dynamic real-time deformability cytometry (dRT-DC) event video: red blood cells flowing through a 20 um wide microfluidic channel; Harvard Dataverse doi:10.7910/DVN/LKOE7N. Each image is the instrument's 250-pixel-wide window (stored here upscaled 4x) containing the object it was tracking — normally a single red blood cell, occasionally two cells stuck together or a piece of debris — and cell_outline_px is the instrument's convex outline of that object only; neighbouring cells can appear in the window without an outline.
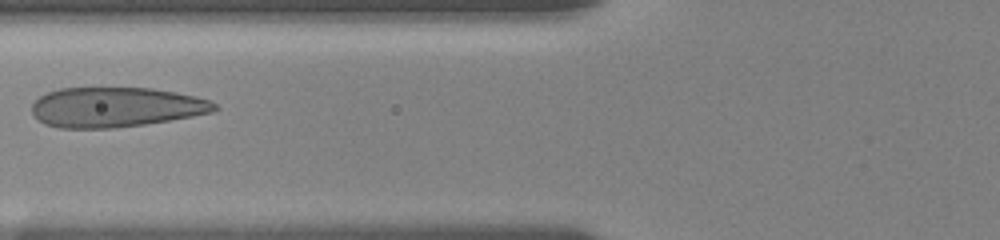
{"species": "human", "species_latin": "Homo sapiens", "temperature_condition": "room temperature", "stored_images_in_passage": 17, "camera_frame_rate_fps": 3000, "um_per_image_px": 0.085, "donor": {"sex": "female"}, "frame": {"image": 1, "passage_image": 9, "time_ms": 5.0, "image_size_px": [1000, 240], "cell_outline_px": [[220, 108], [212, 112], [192, 116], [144, 124], [112, 128], [60, 128], [44, 124], [32, 112], [32, 104], [40, 96], [48, 92], [60, 88], [152, 88], [176, 92], [196, 96], [208, 100], [216, 104]], "centroid_in_image_um": [9.84, 9.1], "position_along_channel_um": 116.0, "area_um2": 42.31}}
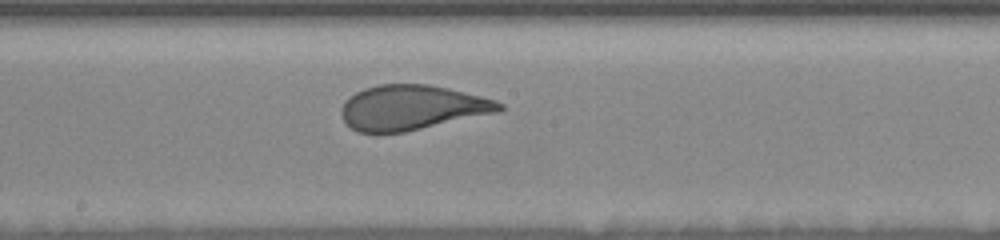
{"frame": {"image": 2, "passage_image": 14, "time_ms": 7.667, "image_size_px": [1000, 240], "cell_outline_px": [[504, 108], [500, 112], [404, 132], [356, 132], [344, 124], [340, 112], [340, 108], [344, 100], [356, 92], [364, 88], [380, 84], [428, 84], [448, 88], [496, 100], [504, 104]], "centroid_in_image_um": [34.98, 9.14], "position_along_channel_um": 213.2, "area_um2": 41.56}}
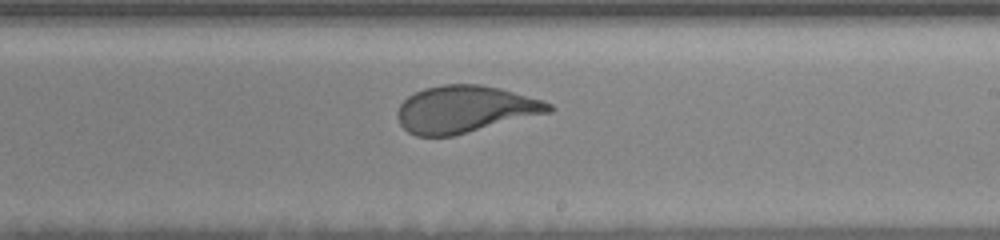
{"frame": {"image": 3, "passage_image": 16, "time_ms": 8.667, "image_size_px": [1000, 240], "cell_outline_px": [[556, 108], [552, 112], [452, 136], [416, 136], [408, 132], [400, 124], [396, 116], [396, 112], [400, 104], [408, 96], [424, 88], [444, 84], [480, 84], [500, 88], [540, 100], [552, 104]], "centroid_in_image_um": [39.51, 9.29], "position_along_channel_um": 249.5, "area_um2": 41.44}}